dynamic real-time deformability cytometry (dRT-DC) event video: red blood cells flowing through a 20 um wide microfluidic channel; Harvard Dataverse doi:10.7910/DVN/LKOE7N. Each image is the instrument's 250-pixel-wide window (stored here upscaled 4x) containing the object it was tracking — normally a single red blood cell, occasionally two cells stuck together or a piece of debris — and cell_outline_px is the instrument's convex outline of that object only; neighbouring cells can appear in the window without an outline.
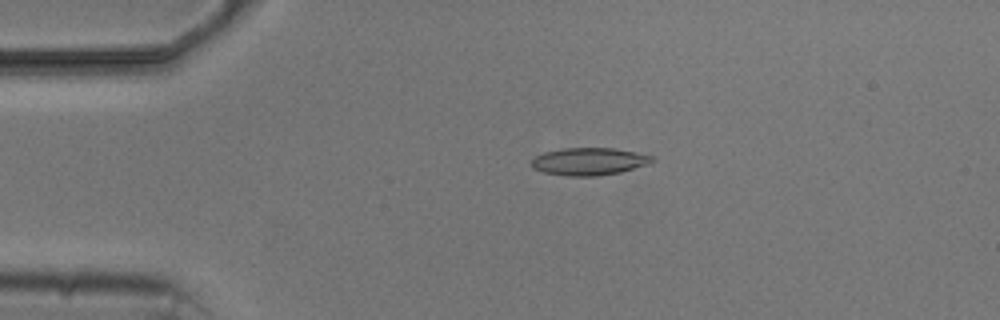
{"species": "common noctule bat (a hibernating species)", "species_latin": "Nyctalus noctula", "temperature_condition": "cold", "stored_images_in_passage": 4, "camera_frame_rate_fps": 3000, "um_per_image_px": 0.085, "animal": {"sex": "male", "body_mass_g": 20.5, "forearm_length_mm": 52.5}, "frame": {"image": 1, "passage_image": 3, "time_ms": 2.333, "image_size_px": [1000, 320], "cell_outline_px": [[656, 160], [652, 164], [620, 172], [596, 176], [568, 176], [544, 172], [532, 168], [532, 160], [536, 156], [544, 152], [564, 148], [612, 148], [636, 152], [652, 156]], "centroid_in_image_um": [50.12, 13.72], "position_along_channel_um": 34.9, "area_um2": 19.36}}